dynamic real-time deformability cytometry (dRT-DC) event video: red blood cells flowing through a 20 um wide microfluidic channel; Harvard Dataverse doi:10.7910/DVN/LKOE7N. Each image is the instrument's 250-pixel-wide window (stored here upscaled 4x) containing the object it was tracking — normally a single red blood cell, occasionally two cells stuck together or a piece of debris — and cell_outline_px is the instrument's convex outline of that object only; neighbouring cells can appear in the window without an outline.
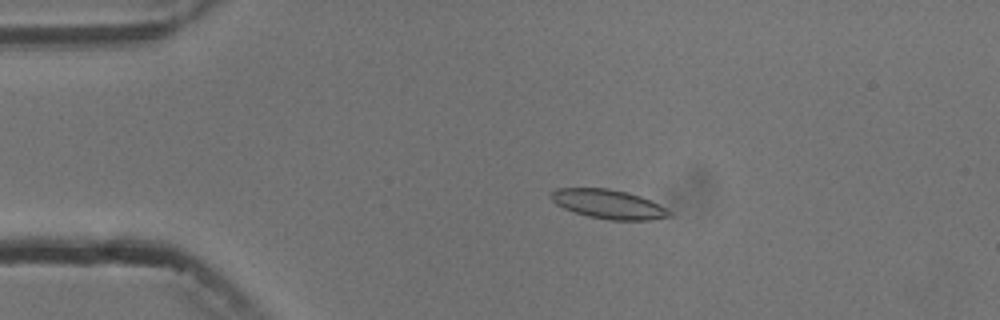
{"species": "common noctule bat (a hibernating species)", "species_latin": "Nyctalus noctula", "temperature_condition": "cold", "stored_images_in_passage": 5, "camera_frame_rate_fps": 3000, "um_per_image_px": 0.085, "animal": {"sex": "male", "body_mass_g": 13.3}, "frame": {"image": 1, "passage_image": 3, "time_ms": 2.333, "image_size_px": [1000, 320], "cell_outline_px": [[672, 216], [652, 220], [608, 220], [588, 216], [564, 208], [556, 204], [548, 196], [556, 188], [608, 188], [628, 192], [640, 196], [672, 212]], "centroid_in_image_um": [51.7, 17.35], "position_along_channel_um": 33.3, "area_um2": 20.0}}
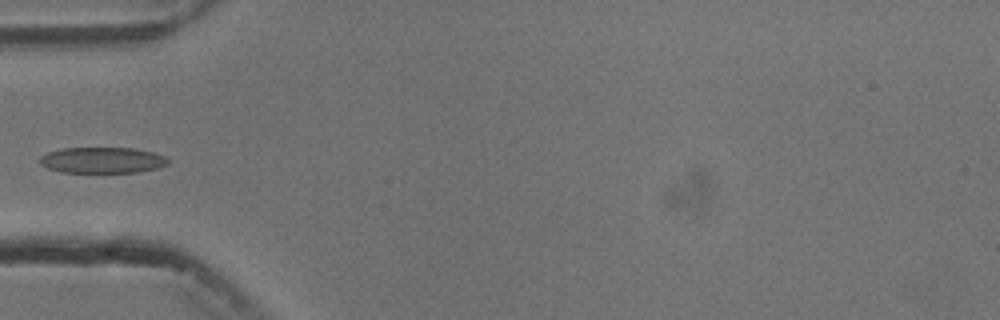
{"frame": {"image": 2, "passage_image": 5, "time_ms": 4.667, "image_size_px": [1000, 320], "cell_outline_px": [[172, 160], [168, 164], [160, 168], [136, 172], [60, 172], [48, 168], [40, 164], [40, 156], [48, 152], [64, 148], [132, 148], [152, 152], [168, 156]], "centroid_in_image_um": [8.76, 13.61], "position_along_channel_um": 76.2, "area_um2": 19.54}}